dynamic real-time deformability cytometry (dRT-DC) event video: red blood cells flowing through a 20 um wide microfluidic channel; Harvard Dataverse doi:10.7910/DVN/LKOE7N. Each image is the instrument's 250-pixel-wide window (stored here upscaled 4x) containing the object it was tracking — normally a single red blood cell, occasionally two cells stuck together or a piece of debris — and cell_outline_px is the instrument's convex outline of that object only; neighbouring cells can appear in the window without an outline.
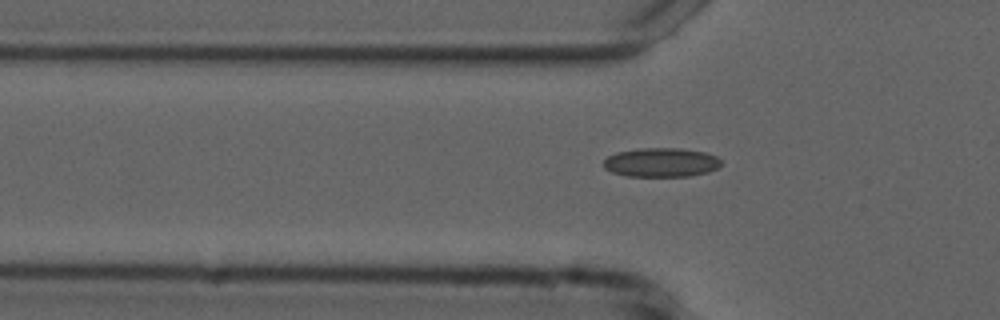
{"species": "common noctule bat (a hibernating species)", "species_latin": "Nyctalus noctula", "temperature_condition": "cold", "stored_images_in_passage": 31, "camera_frame_rate_fps": 3000, "um_per_image_px": 0.085, "animal": {"sex": "male", "forearm_length_mm": 52.5}, "frame": {"image": 1, "passage_image": 9, "time_ms": 2.667, "image_size_px": [1000, 320], "cell_outline_px": [[720, 164], [716, 168], [708, 172], [688, 176], [628, 176], [612, 172], [604, 168], [604, 160], [608, 156], [616, 152], [636, 148], [680, 148], [704, 152], [716, 156], [720, 160]], "centroid_in_image_um": [56.17, 13.8], "position_along_channel_um": 69.6, "area_um2": 19.88}}
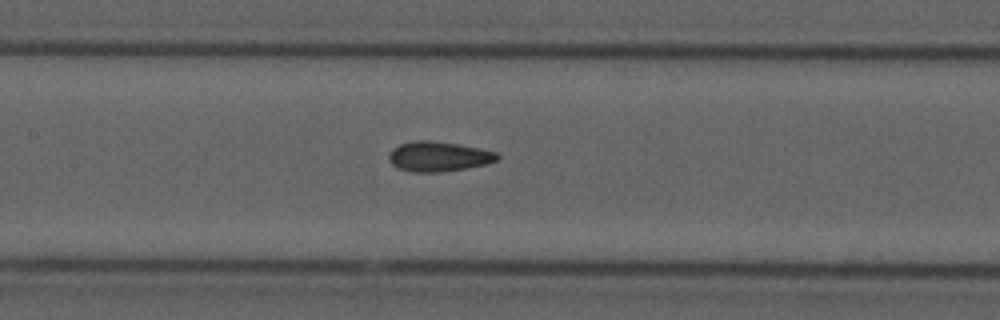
{"frame": {"image": 2, "passage_image": 17, "time_ms": 5.333, "image_size_px": [1000, 320], "cell_outline_px": [[500, 160], [488, 164], [468, 168], [440, 172], [412, 172], [396, 168], [388, 160], [388, 156], [392, 148], [400, 144], [416, 140], [428, 140], [456, 144], [480, 148], [496, 152], [500, 156]], "centroid_in_image_um": [37.29, 13.31], "position_along_channel_um": 170.1, "area_um2": 19.13}}
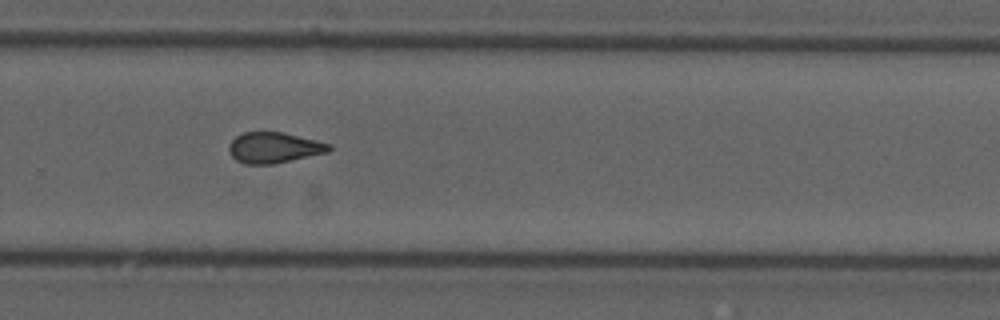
{"frame": {"image": 3, "passage_image": 28, "time_ms": 9.0, "image_size_px": [1000, 320], "cell_outline_px": [[332, 148], [328, 152], [272, 164], [244, 164], [236, 160], [232, 156], [228, 148], [228, 144], [236, 136], [244, 132], [284, 132], [332, 144]], "centroid_in_image_um": [23.28, 12.54], "position_along_channel_um": 306.5, "area_um2": 17.92}}